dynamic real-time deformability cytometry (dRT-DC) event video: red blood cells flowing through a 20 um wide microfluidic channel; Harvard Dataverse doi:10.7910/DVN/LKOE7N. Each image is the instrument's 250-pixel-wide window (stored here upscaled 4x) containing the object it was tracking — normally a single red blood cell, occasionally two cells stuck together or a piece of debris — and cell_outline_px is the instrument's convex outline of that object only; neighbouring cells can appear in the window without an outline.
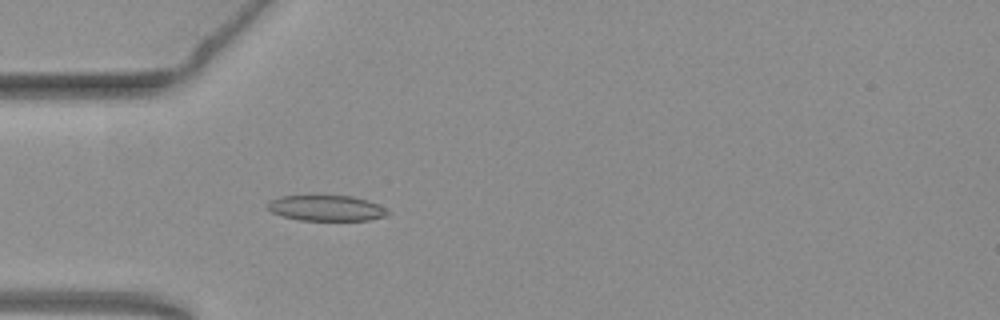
{"species": "common noctule bat (a hibernating species)", "species_latin": "Nyctalus noctula", "temperature_condition": "warm", "stored_images_in_passage": 54, "camera_frame_rate_fps": 3000, "um_per_image_px": 0.085, "animal": {"sex": "female", "body_mass_g": 19.3, "forearm_length_mm": 54.1}, "frame": {"image": 1, "passage_image": 16, "time_ms": 5.0, "image_size_px": [1000, 320], "cell_outline_px": [[392, 212], [388, 216], [368, 220], [300, 220], [284, 216], [272, 212], [268, 208], [268, 204], [272, 200], [280, 196], [352, 196], [368, 200]], "centroid_in_image_um": [27.8, 17.69], "position_along_channel_um": 57.2, "area_um2": 17.74}}
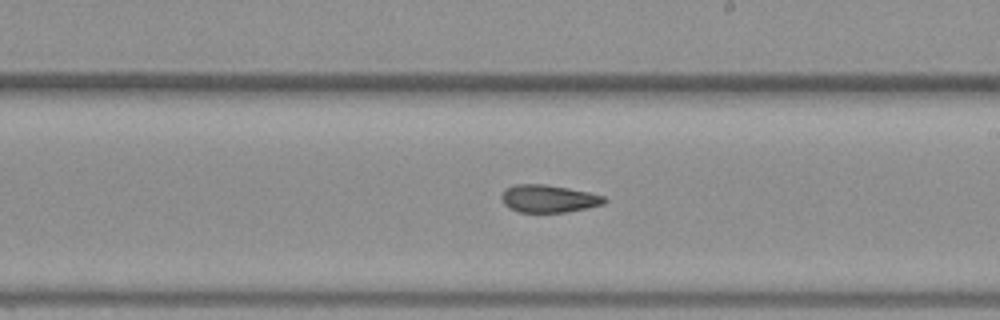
{"frame": {"image": 2, "passage_image": 31, "time_ms": 10.0, "image_size_px": [1000, 320], "cell_outline_px": [[608, 200], [604, 204], [564, 212], [520, 212], [504, 204], [500, 196], [504, 188], [516, 184], [544, 184], [568, 188], [588, 192], [604, 196]], "centroid_in_image_um": [46.61, 16.87], "position_along_channel_um": 242.4, "area_um2": 16.42}}
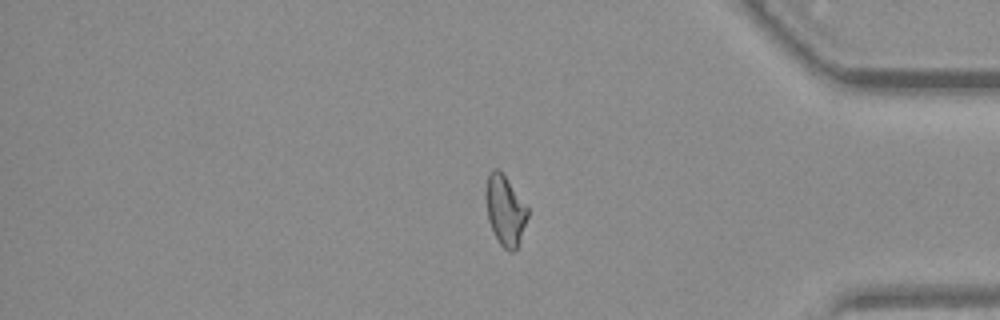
{"frame": {"image": 3, "passage_image": 45, "time_ms": 14.667, "image_size_px": [1000, 320], "cell_outline_px": [[528, 216], [516, 248], [512, 252], [508, 252], [500, 244], [488, 220], [484, 192], [488, 176], [492, 168], [496, 168], [508, 180], [528, 208]], "centroid_in_image_um": [42.91, 17.87], "position_along_channel_um": 392.3, "area_um2": 16.76}, "authors_computed_cell_mechanics": {"area_um2": 17.34, "velocity_mm_per_s": 3.7717, "shape_relaxation_time_tau1_ms": null, "shape_relaxation_time_tau2_ms": 8.4213, "deformation_change_tau1": null, "deformation_change_tau2": 0.1643}}